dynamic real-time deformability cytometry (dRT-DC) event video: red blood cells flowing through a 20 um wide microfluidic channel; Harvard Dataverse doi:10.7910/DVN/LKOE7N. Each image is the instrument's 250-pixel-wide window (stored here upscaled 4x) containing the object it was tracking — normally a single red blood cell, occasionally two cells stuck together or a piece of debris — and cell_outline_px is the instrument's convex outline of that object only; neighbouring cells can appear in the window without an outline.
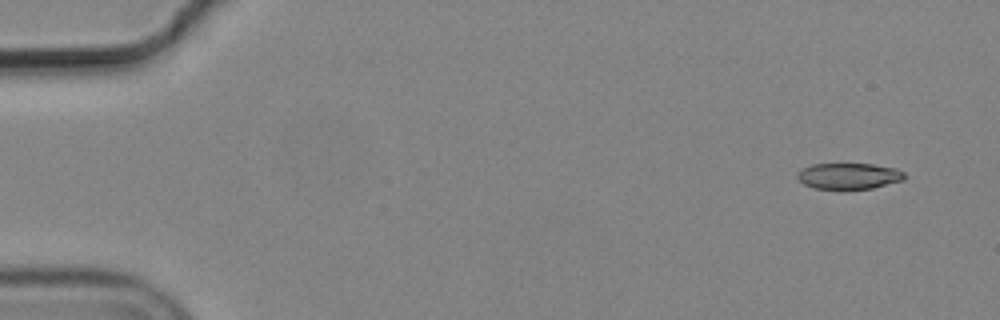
{"species": "common noctule bat (a hibernating species)", "species_latin": "Nyctalus noctula", "temperature_condition": "cold", "stored_images_in_passage": 6, "camera_frame_rate_fps": 3000, "um_per_image_px": 0.085, "animal": {"sex": "male", "body_mass_g": 19.2, "forearm_length_mm": 51.8}, "frame": {"image": 1, "passage_image": 1, "time_ms": 0.0, "image_size_px": [1000, 320], "cell_outline_px": [[908, 176], [904, 180], [872, 188], [840, 192], [812, 188], [804, 184], [796, 176], [804, 168], [812, 164], [872, 164], [896, 168], [904, 172]], "centroid_in_image_um": [72.17, 15.01], "position_along_channel_um": 12.8, "area_um2": 16.94}}
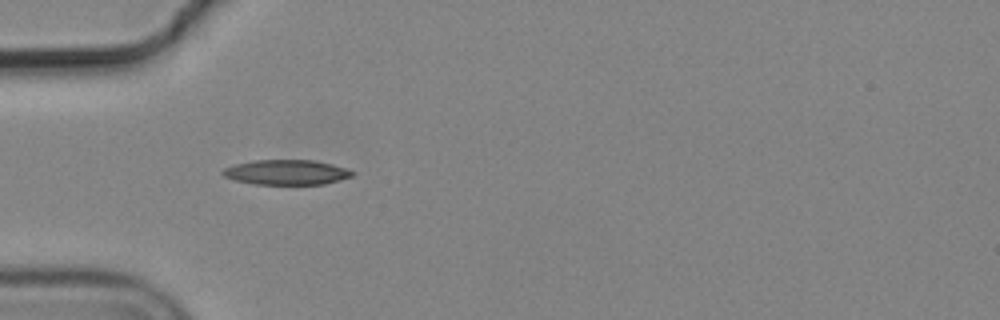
{"frame": {"image": 2, "passage_image": 5, "time_ms": 1.333, "image_size_px": [1000, 320], "cell_outline_px": [[352, 176], [340, 180], [324, 184], [256, 184], [236, 180], [224, 176], [220, 172], [224, 168], [236, 164], [252, 160], [316, 160], [332, 164], [344, 168], [352, 172]], "centroid_in_image_um": [24.32, 14.64], "position_along_channel_um": 60.7, "area_um2": 18.67}}
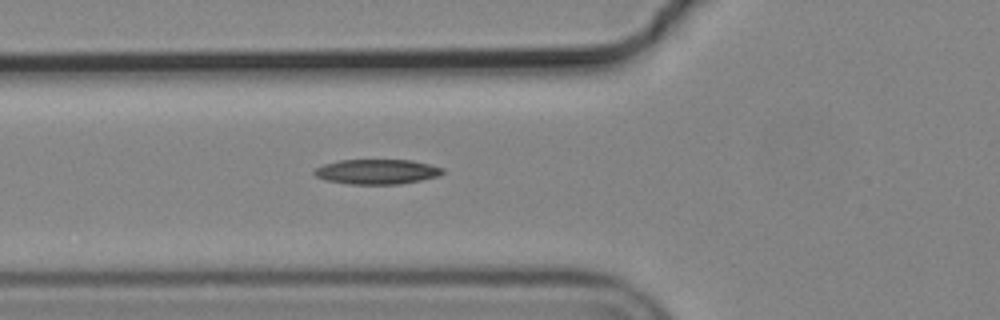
{"frame": {"image": 3, "passage_image": 6, "time_ms": 1.667, "image_size_px": [1000, 320], "cell_outline_px": [[444, 172], [440, 176], [400, 184], [348, 184], [324, 180], [316, 176], [312, 172], [316, 168], [324, 164], [340, 160], [412, 160], [444, 168]], "centroid_in_image_um": [32.03, 14.6], "position_along_channel_um": 93.8, "area_um2": 18.67}}